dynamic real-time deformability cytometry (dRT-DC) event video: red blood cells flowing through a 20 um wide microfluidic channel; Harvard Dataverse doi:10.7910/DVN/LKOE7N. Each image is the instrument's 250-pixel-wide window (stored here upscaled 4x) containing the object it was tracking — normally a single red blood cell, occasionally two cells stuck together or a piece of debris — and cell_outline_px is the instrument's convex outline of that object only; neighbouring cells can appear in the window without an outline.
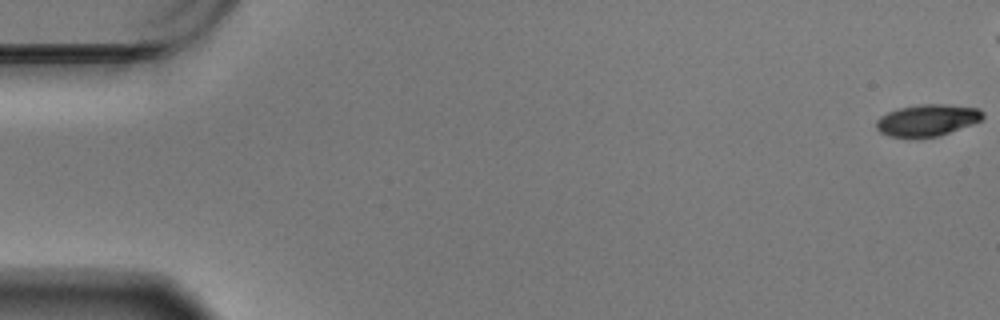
{"species": "Egyptian fruit bat (a non-hibernating species)", "species_latin": "Rousettus aegyptiacus", "temperature_condition": "warm", "stored_images_in_passage": 53, "camera_frame_rate_fps": 3000, "um_per_image_px": 0.085, "animal": {"sex": "male"}, "frame": {"image": 1, "passage_image": 1, "time_ms": 0.0, "image_size_px": [1000, 320], "cell_outline_px": [[984, 116], [980, 120], [972, 124], [936, 136], [908, 140], [888, 136], [880, 132], [876, 128], [876, 120], [880, 116], [888, 112], [900, 108], [920, 104], [944, 104], [980, 108], [984, 112]], "centroid_in_image_um": [78.77, 10.24], "position_along_channel_um": 6.2, "area_um2": 20.0}}
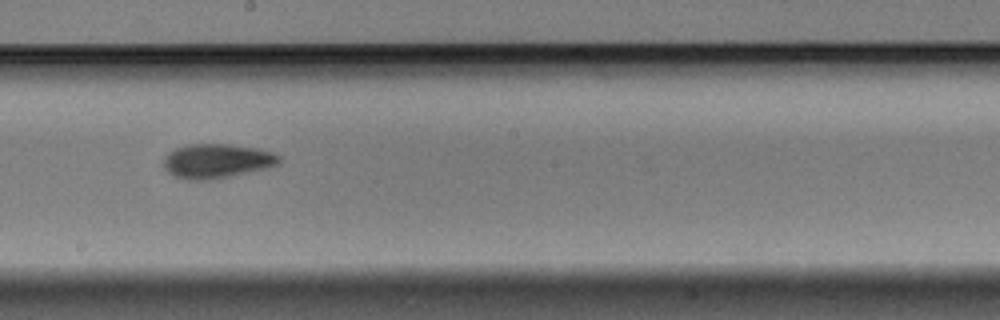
{"frame": {"image": 2, "passage_image": 34, "time_ms": 11.0, "image_size_px": [1000, 320], "cell_outline_px": [[280, 164], [268, 168], [232, 176], [208, 180], [184, 180], [172, 176], [164, 168], [164, 156], [168, 152], [176, 148], [188, 144], [232, 144], [256, 148], [272, 152], [280, 156]], "centroid_in_image_um": [18.42, 13.69], "position_along_channel_um": 229.8, "area_um2": 23.47}}
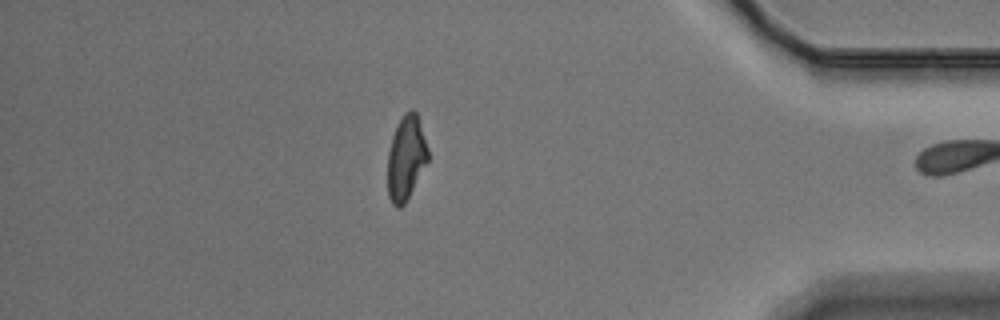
{"frame": {"image": 3, "passage_image": 52, "time_ms": 17.0, "image_size_px": [1000, 320], "cell_outline_px": [[428, 160], [404, 204], [400, 208], [396, 208], [392, 204], [388, 196], [388, 152], [392, 136], [404, 112], [412, 108], [416, 112], [428, 148]], "centroid_in_image_um": [34.5, 13.42], "position_along_channel_um": 400.7, "area_um2": 19.54}}